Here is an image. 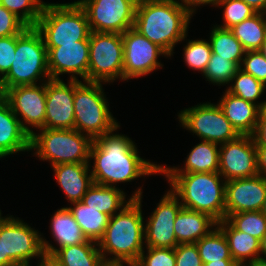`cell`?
<instances>
[{
	"instance_id": "cell-13",
	"label": "cell",
	"mask_w": 266,
	"mask_h": 266,
	"mask_svg": "<svg viewBox=\"0 0 266 266\" xmlns=\"http://www.w3.org/2000/svg\"><path fill=\"white\" fill-rule=\"evenodd\" d=\"M84 9L91 32L123 34L133 28L138 0H76Z\"/></svg>"
},
{
	"instance_id": "cell-33",
	"label": "cell",
	"mask_w": 266,
	"mask_h": 266,
	"mask_svg": "<svg viewBox=\"0 0 266 266\" xmlns=\"http://www.w3.org/2000/svg\"><path fill=\"white\" fill-rule=\"evenodd\" d=\"M187 34L184 39L178 44L182 46V59L189 71L193 74H203L207 64L211 58L212 49L207 38L199 36V38L191 39Z\"/></svg>"
},
{
	"instance_id": "cell-52",
	"label": "cell",
	"mask_w": 266,
	"mask_h": 266,
	"mask_svg": "<svg viewBox=\"0 0 266 266\" xmlns=\"http://www.w3.org/2000/svg\"><path fill=\"white\" fill-rule=\"evenodd\" d=\"M244 266H266V260L264 259H255L251 262L246 263Z\"/></svg>"
},
{
	"instance_id": "cell-1",
	"label": "cell",
	"mask_w": 266,
	"mask_h": 266,
	"mask_svg": "<svg viewBox=\"0 0 266 266\" xmlns=\"http://www.w3.org/2000/svg\"><path fill=\"white\" fill-rule=\"evenodd\" d=\"M121 126L93 140L88 164L93 183L117 187L124 192L127 191L126 185H132L134 181L137 185L141 178L142 184L138 182L136 189L132 187L134 191L129 194L132 199H139L144 193L147 177L160 176V163L141 156V149L137 145L139 143L128 134L120 132Z\"/></svg>"
},
{
	"instance_id": "cell-42",
	"label": "cell",
	"mask_w": 266,
	"mask_h": 266,
	"mask_svg": "<svg viewBox=\"0 0 266 266\" xmlns=\"http://www.w3.org/2000/svg\"><path fill=\"white\" fill-rule=\"evenodd\" d=\"M175 266H203L195 243L178 244L175 247Z\"/></svg>"
},
{
	"instance_id": "cell-31",
	"label": "cell",
	"mask_w": 266,
	"mask_h": 266,
	"mask_svg": "<svg viewBox=\"0 0 266 266\" xmlns=\"http://www.w3.org/2000/svg\"><path fill=\"white\" fill-rule=\"evenodd\" d=\"M225 89L245 101L256 104L261 110L266 108V86L240 68Z\"/></svg>"
},
{
	"instance_id": "cell-40",
	"label": "cell",
	"mask_w": 266,
	"mask_h": 266,
	"mask_svg": "<svg viewBox=\"0 0 266 266\" xmlns=\"http://www.w3.org/2000/svg\"><path fill=\"white\" fill-rule=\"evenodd\" d=\"M240 69L266 86V59L259 50L246 51Z\"/></svg>"
},
{
	"instance_id": "cell-36",
	"label": "cell",
	"mask_w": 266,
	"mask_h": 266,
	"mask_svg": "<svg viewBox=\"0 0 266 266\" xmlns=\"http://www.w3.org/2000/svg\"><path fill=\"white\" fill-rule=\"evenodd\" d=\"M215 9L221 10L222 20L220 24L217 22L214 24L225 29H230L257 13L255 9L242 0H219Z\"/></svg>"
},
{
	"instance_id": "cell-49",
	"label": "cell",
	"mask_w": 266,
	"mask_h": 266,
	"mask_svg": "<svg viewBox=\"0 0 266 266\" xmlns=\"http://www.w3.org/2000/svg\"><path fill=\"white\" fill-rule=\"evenodd\" d=\"M100 266H135V264L132 262H127V261L103 260Z\"/></svg>"
},
{
	"instance_id": "cell-29",
	"label": "cell",
	"mask_w": 266,
	"mask_h": 266,
	"mask_svg": "<svg viewBox=\"0 0 266 266\" xmlns=\"http://www.w3.org/2000/svg\"><path fill=\"white\" fill-rule=\"evenodd\" d=\"M88 240L96 243L104 235L110 216L90 208L81 201L67 206Z\"/></svg>"
},
{
	"instance_id": "cell-46",
	"label": "cell",
	"mask_w": 266,
	"mask_h": 266,
	"mask_svg": "<svg viewBox=\"0 0 266 266\" xmlns=\"http://www.w3.org/2000/svg\"><path fill=\"white\" fill-rule=\"evenodd\" d=\"M256 151L258 173L266 178V147H256Z\"/></svg>"
},
{
	"instance_id": "cell-32",
	"label": "cell",
	"mask_w": 266,
	"mask_h": 266,
	"mask_svg": "<svg viewBox=\"0 0 266 266\" xmlns=\"http://www.w3.org/2000/svg\"><path fill=\"white\" fill-rule=\"evenodd\" d=\"M246 51L259 50L266 37V16L257 12L230 28Z\"/></svg>"
},
{
	"instance_id": "cell-45",
	"label": "cell",
	"mask_w": 266,
	"mask_h": 266,
	"mask_svg": "<svg viewBox=\"0 0 266 266\" xmlns=\"http://www.w3.org/2000/svg\"><path fill=\"white\" fill-rule=\"evenodd\" d=\"M252 137L256 147H266V108H263L259 113L257 126Z\"/></svg>"
},
{
	"instance_id": "cell-19",
	"label": "cell",
	"mask_w": 266,
	"mask_h": 266,
	"mask_svg": "<svg viewBox=\"0 0 266 266\" xmlns=\"http://www.w3.org/2000/svg\"><path fill=\"white\" fill-rule=\"evenodd\" d=\"M266 198V178L261 175L225 183V219L230 214L261 211Z\"/></svg>"
},
{
	"instance_id": "cell-38",
	"label": "cell",
	"mask_w": 266,
	"mask_h": 266,
	"mask_svg": "<svg viewBox=\"0 0 266 266\" xmlns=\"http://www.w3.org/2000/svg\"><path fill=\"white\" fill-rule=\"evenodd\" d=\"M45 3L44 0H0V5L14 13L28 27L37 25Z\"/></svg>"
},
{
	"instance_id": "cell-3",
	"label": "cell",
	"mask_w": 266,
	"mask_h": 266,
	"mask_svg": "<svg viewBox=\"0 0 266 266\" xmlns=\"http://www.w3.org/2000/svg\"><path fill=\"white\" fill-rule=\"evenodd\" d=\"M142 195L109 218L104 235L97 243L103 260L136 263L145 248ZM144 211V212H143Z\"/></svg>"
},
{
	"instance_id": "cell-27",
	"label": "cell",
	"mask_w": 266,
	"mask_h": 266,
	"mask_svg": "<svg viewBox=\"0 0 266 266\" xmlns=\"http://www.w3.org/2000/svg\"><path fill=\"white\" fill-rule=\"evenodd\" d=\"M217 227L224 233L231 257L238 265L260 258L259 239L236 230L226 219L218 222Z\"/></svg>"
},
{
	"instance_id": "cell-8",
	"label": "cell",
	"mask_w": 266,
	"mask_h": 266,
	"mask_svg": "<svg viewBox=\"0 0 266 266\" xmlns=\"http://www.w3.org/2000/svg\"><path fill=\"white\" fill-rule=\"evenodd\" d=\"M93 139L76 129L37 130L30 138L31 156L48 162L52 167L58 164L89 162ZM38 158V159H37Z\"/></svg>"
},
{
	"instance_id": "cell-55",
	"label": "cell",
	"mask_w": 266,
	"mask_h": 266,
	"mask_svg": "<svg viewBox=\"0 0 266 266\" xmlns=\"http://www.w3.org/2000/svg\"><path fill=\"white\" fill-rule=\"evenodd\" d=\"M43 266H56L50 259H46Z\"/></svg>"
},
{
	"instance_id": "cell-6",
	"label": "cell",
	"mask_w": 266,
	"mask_h": 266,
	"mask_svg": "<svg viewBox=\"0 0 266 266\" xmlns=\"http://www.w3.org/2000/svg\"><path fill=\"white\" fill-rule=\"evenodd\" d=\"M35 28L41 33L46 48L89 40L91 32L87 15L76 0L47 1Z\"/></svg>"
},
{
	"instance_id": "cell-20",
	"label": "cell",
	"mask_w": 266,
	"mask_h": 266,
	"mask_svg": "<svg viewBox=\"0 0 266 266\" xmlns=\"http://www.w3.org/2000/svg\"><path fill=\"white\" fill-rule=\"evenodd\" d=\"M50 216L48 223L50 236L47 238L44 236L46 233L41 232V243L46 259H49L58 249L88 240L67 206L55 209Z\"/></svg>"
},
{
	"instance_id": "cell-37",
	"label": "cell",
	"mask_w": 266,
	"mask_h": 266,
	"mask_svg": "<svg viewBox=\"0 0 266 266\" xmlns=\"http://www.w3.org/2000/svg\"><path fill=\"white\" fill-rule=\"evenodd\" d=\"M226 220L236 230L245 232L260 241L266 234V216L261 211L230 214Z\"/></svg>"
},
{
	"instance_id": "cell-35",
	"label": "cell",
	"mask_w": 266,
	"mask_h": 266,
	"mask_svg": "<svg viewBox=\"0 0 266 266\" xmlns=\"http://www.w3.org/2000/svg\"><path fill=\"white\" fill-rule=\"evenodd\" d=\"M240 66L228 58L219 57V55L212 53L207 67L201 75L208 85H214L218 89L226 88L236 74ZM208 81V82H207Z\"/></svg>"
},
{
	"instance_id": "cell-50",
	"label": "cell",
	"mask_w": 266,
	"mask_h": 266,
	"mask_svg": "<svg viewBox=\"0 0 266 266\" xmlns=\"http://www.w3.org/2000/svg\"><path fill=\"white\" fill-rule=\"evenodd\" d=\"M260 258L266 260V234L260 241Z\"/></svg>"
},
{
	"instance_id": "cell-54",
	"label": "cell",
	"mask_w": 266,
	"mask_h": 266,
	"mask_svg": "<svg viewBox=\"0 0 266 266\" xmlns=\"http://www.w3.org/2000/svg\"><path fill=\"white\" fill-rule=\"evenodd\" d=\"M259 51L261 52L263 57L266 59V37H265V40L263 41L262 46L259 49Z\"/></svg>"
},
{
	"instance_id": "cell-39",
	"label": "cell",
	"mask_w": 266,
	"mask_h": 266,
	"mask_svg": "<svg viewBox=\"0 0 266 266\" xmlns=\"http://www.w3.org/2000/svg\"><path fill=\"white\" fill-rule=\"evenodd\" d=\"M175 248L145 246L135 266H175Z\"/></svg>"
},
{
	"instance_id": "cell-10",
	"label": "cell",
	"mask_w": 266,
	"mask_h": 266,
	"mask_svg": "<svg viewBox=\"0 0 266 266\" xmlns=\"http://www.w3.org/2000/svg\"><path fill=\"white\" fill-rule=\"evenodd\" d=\"M196 103L192 106L186 105L188 107H183L175 115L180 129L198 140L217 144L227 143L239 136L216 101Z\"/></svg>"
},
{
	"instance_id": "cell-15",
	"label": "cell",
	"mask_w": 266,
	"mask_h": 266,
	"mask_svg": "<svg viewBox=\"0 0 266 266\" xmlns=\"http://www.w3.org/2000/svg\"><path fill=\"white\" fill-rule=\"evenodd\" d=\"M20 120L23 129L32 136L44 128L46 113V82L14 86L5 91L4 98Z\"/></svg>"
},
{
	"instance_id": "cell-34",
	"label": "cell",
	"mask_w": 266,
	"mask_h": 266,
	"mask_svg": "<svg viewBox=\"0 0 266 266\" xmlns=\"http://www.w3.org/2000/svg\"><path fill=\"white\" fill-rule=\"evenodd\" d=\"M202 263L233 260L224 233L216 226L207 236L196 243Z\"/></svg>"
},
{
	"instance_id": "cell-25",
	"label": "cell",
	"mask_w": 266,
	"mask_h": 266,
	"mask_svg": "<svg viewBox=\"0 0 266 266\" xmlns=\"http://www.w3.org/2000/svg\"><path fill=\"white\" fill-rule=\"evenodd\" d=\"M216 226L217 222L209 215L182 207L174 222L177 243H196Z\"/></svg>"
},
{
	"instance_id": "cell-53",
	"label": "cell",
	"mask_w": 266,
	"mask_h": 266,
	"mask_svg": "<svg viewBox=\"0 0 266 266\" xmlns=\"http://www.w3.org/2000/svg\"><path fill=\"white\" fill-rule=\"evenodd\" d=\"M5 98V89L3 86V80L2 77L0 76V100Z\"/></svg>"
},
{
	"instance_id": "cell-7",
	"label": "cell",
	"mask_w": 266,
	"mask_h": 266,
	"mask_svg": "<svg viewBox=\"0 0 266 266\" xmlns=\"http://www.w3.org/2000/svg\"><path fill=\"white\" fill-rule=\"evenodd\" d=\"M50 79L44 39L35 27H27L16 35L13 63L2 78L4 89L6 91L14 86L36 85Z\"/></svg>"
},
{
	"instance_id": "cell-14",
	"label": "cell",
	"mask_w": 266,
	"mask_h": 266,
	"mask_svg": "<svg viewBox=\"0 0 266 266\" xmlns=\"http://www.w3.org/2000/svg\"><path fill=\"white\" fill-rule=\"evenodd\" d=\"M164 192L158 203L154 202L155 207L151 212L146 213L147 217L144 215L145 246L147 247L175 248L178 245L174 222L183 206L169 187Z\"/></svg>"
},
{
	"instance_id": "cell-9",
	"label": "cell",
	"mask_w": 266,
	"mask_h": 266,
	"mask_svg": "<svg viewBox=\"0 0 266 266\" xmlns=\"http://www.w3.org/2000/svg\"><path fill=\"white\" fill-rule=\"evenodd\" d=\"M2 212L0 209V238H2L3 256L13 266H43L46 257L43 253L40 229L15 214L4 215Z\"/></svg>"
},
{
	"instance_id": "cell-5",
	"label": "cell",
	"mask_w": 266,
	"mask_h": 266,
	"mask_svg": "<svg viewBox=\"0 0 266 266\" xmlns=\"http://www.w3.org/2000/svg\"><path fill=\"white\" fill-rule=\"evenodd\" d=\"M106 85L109 86L101 82L74 80V129L93 140L121 125L112 113Z\"/></svg>"
},
{
	"instance_id": "cell-44",
	"label": "cell",
	"mask_w": 266,
	"mask_h": 266,
	"mask_svg": "<svg viewBox=\"0 0 266 266\" xmlns=\"http://www.w3.org/2000/svg\"><path fill=\"white\" fill-rule=\"evenodd\" d=\"M183 8L187 9L194 17L204 7H212L214 9L219 0H175ZM199 10V11H198Z\"/></svg>"
},
{
	"instance_id": "cell-4",
	"label": "cell",
	"mask_w": 266,
	"mask_h": 266,
	"mask_svg": "<svg viewBox=\"0 0 266 266\" xmlns=\"http://www.w3.org/2000/svg\"><path fill=\"white\" fill-rule=\"evenodd\" d=\"M184 208L225 219V183L219 172L160 173Z\"/></svg>"
},
{
	"instance_id": "cell-41",
	"label": "cell",
	"mask_w": 266,
	"mask_h": 266,
	"mask_svg": "<svg viewBox=\"0 0 266 266\" xmlns=\"http://www.w3.org/2000/svg\"><path fill=\"white\" fill-rule=\"evenodd\" d=\"M27 27L14 13L0 5V37L19 35Z\"/></svg>"
},
{
	"instance_id": "cell-24",
	"label": "cell",
	"mask_w": 266,
	"mask_h": 266,
	"mask_svg": "<svg viewBox=\"0 0 266 266\" xmlns=\"http://www.w3.org/2000/svg\"><path fill=\"white\" fill-rule=\"evenodd\" d=\"M219 96L217 104L239 135L252 136L261 109L251 102L229 93L226 89Z\"/></svg>"
},
{
	"instance_id": "cell-12",
	"label": "cell",
	"mask_w": 266,
	"mask_h": 266,
	"mask_svg": "<svg viewBox=\"0 0 266 266\" xmlns=\"http://www.w3.org/2000/svg\"><path fill=\"white\" fill-rule=\"evenodd\" d=\"M122 41L124 48L123 83L134 79L138 81L157 71L164 70L163 58L170 60V56L161 47L148 40L134 28H130L122 34Z\"/></svg>"
},
{
	"instance_id": "cell-30",
	"label": "cell",
	"mask_w": 266,
	"mask_h": 266,
	"mask_svg": "<svg viewBox=\"0 0 266 266\" xmlns=\"http://www.w3.org/2000/svg\"><path fill=\"white\" fill-rule=\"evenodd\" d=\"M210 26V31L206 37L210 42L212 53L219 55V57L228 58L240 66L246 53L243 45L230 29L221 28L215 24Z\"/></svg>"
},
{
	"instance_id": "cell-56",
	"label": "cell",
	"mask_w": 266,
	"mask_h": 266,
	"mask_svg": "<svg viewBox=\"0 0 266 266\" xmlns=\"http://www.w3.org/2000/svg\"><path fill=\"white\" fill-rule=\"evenodd\" d=\"M261 212L266 216V198H265L264 204L262 206Z\"/></svg>"
},
{
	"instance_id": "cell-43",
	"label": "cell",
	"mask_w": 266,
	"mask_h": 266,
	"mask_svg": "<svg viewBox=\"0 0 266 266\" xmlns=\"http://www.w3.org/2000/svg\"><path fill=\"white\" fill-rule=\"evenodd\" d=\"M16 49V35L0 37V76L3 78L10 70Z\"/></svg>"
},
{
	"instance_id": "cell-22",
	"label": "cell",
	"mask_w": 266,
	"mask_h": 266,
	"mask_svg": "<svg viewBox=\"0 0 266 266\" xmlns=\"http://www.w3.org/2000/svg\"><path fill=\"white\" fill-rule=\"evenodd\" d=\"M88 163H66L50 167L55 184L60 188L61 194H64V200L67 201V205L62 206L81 201L93 184Z\"/></svg>"
},
{
	"instance_id": "cell-51",
	"label": "cell",
	"mask_w": 266,
	"mask_h": 266,
	"mask_svg": "<svg viewBox=\"0 0 266 266\" xmlns=\"http://www.w3.org/2000/svg\"><path fill=\"white\" fill-rule=\"evenodd\" d=\"M0 266H13L4 256L2 247V238H0Z\"/></svg>"
},
{
	"instance_id": "cell-26",
	"label": "cell",
	"mask_w": 266,
	"mask_h": 266,
	"mask_svg": "<svg viewBox=\"0 0 266 266\" xmlns=\"http://www.w3.org/2000/svg\"><path fill=\"white\" fill-rule=\"evenodd\" d=\"M128 193L117 187L93 183L81 202L111 217L133 200Z\"/></svg>"
},
{
	"instance_id": "cell-47",
	"label": "cell",
	"mask_w": 266,
	"mask_h": 266,
	"mask_svg": "<svg viewBox=\"0 0 266 266\" xmlns=\"http://www.w3.org/2000/svg\"><path fill=\"white\" fill-rule=\"evenodd\" d=\"M247 5L251 6L257 12L264 13L266 11V0H242Z\"/></svg>"
},
{
	"instance_id": "cell-11",
	"label": "cell",
	"mask_w": 266,
	"mask_h": 266,
	"mask_svg": "<svg viewBox=\"0 0 266 266\" xmlns=\"http://www.w3.org/2000/svg\"><path fill=\"white\" fill-rule=\"evenodd\" d=\"M122 34L90 32L88 82L123 83Z\"/></svg>"
},
{
	"instance_id": "cell-23",
	"label": "cell",
	"mask_w": 266,
	"mask_h": 266,
	"mask_svg": "<svg viewBox=\"0 0 266 266\" xmlns=\"http://www.w3.org/2000/svg\"><path fill=\"white\" fill-rule=\"evenodd\" d=\"M220 144L199 140L191 146L183 164H160V173H203L219 172Z\"/></svg>"
},
{
	"instance_id": "cell-2",
	"label": "cell",
	"mask_w": 266,
	"mask_h": 266,
	"mask_svg": "<svg viewBox=\"0 0 266 266\" xmlns=\"http://www.w3.org/2000/svg\"><path fill=\"white\" fill-rule=\"evenodd\" d=\"M194 16L175 0H138L133 28L174 59ZM190 31V32H189Z\"/></svg>"
},
{
	"instance_id": "cell-21",
	"label": "cell",
	"mask_w": 266,
	"mask_h": 266,
	"mask_svg": "<svg viewBox=\"0 0 266 266\" xmlns=\"http://www.w3.org/2000/svg\"><path fill=\"white\" fill-rule=\"evenodd\" d=\"M31 136L23 129L9 103L0 100V160L30 154ZM27 152V153H26Z\"/></svg>"
},
{
	"instance_id": "cell-18",
	"label": "cell",
	"mask_w": 266,
	"mask_h": 266,
	"mask_svg": "<svg viewBox=\"0 0 266 266\" xmlns=\"http://www.w3.org/2000/svg\"><path fill=\"white\" fill-rule=\"evenodd\" d=\"M74 80L46 81V113L44 128L74 129Z\"/></svg>"
},
{
	"instance_id": "cell-17",
	"label": "cell",
	"mask_w": 266,
	"mask_h": 266,
	"mask_svg": "<svg viewBox=\"0 0 266 266\" xmlns=\"http://www.w3.org/2000/svg\"><path fill=\"white\" fill-rule=\"evenodd\" d=\"M47 59L51 79L88 81L89 40L47 48Z\"/></svg>"
},
{
	"instance_id": "cell-28",
	"label": "cell",
	"mask_w": 266,
	"mask_h": 266,
	"mask_svg": "<svg viewBox=\"0 0 266 266\" xmlns=\"http://www.w3.org/2000/svg\"><path fill=\"white\" fill-rule=\"evenodd\" d=\"M49 259L56 266H100L103 261L97 243L91 240L58 249Z\"/></svg>"
},
{
	"instance_id": "cell-48",
	"label": "cell",
	"mask_w": 266,
	"mask_h": 266,
	"mask_svg": "<svg viewBox=\"0 0 266 266\" xmlns=\"http://www.w3.org/2000/svg\"><path fill=\"white\" fill-rule=\"evenodd\" d=\"M203 266H238V264L234 260H219L203 263Z\"/></svg>"
},
{
	"instance_id": "cell-16",
	"label": "cell",
	"mask_w": 266,
	"mask_h": 266,
	"mask_svg": "<svg viewBox=\"0 0 266 266\" xmlns=\"http://www.w3.org/2000/svg\"><path fill=\"white\" fill-rule=\"evenodd\" d=\"M219 173L227 181L258 175L256 143L250 135L220 144Z\"/></svg>"
}]
</instances>
